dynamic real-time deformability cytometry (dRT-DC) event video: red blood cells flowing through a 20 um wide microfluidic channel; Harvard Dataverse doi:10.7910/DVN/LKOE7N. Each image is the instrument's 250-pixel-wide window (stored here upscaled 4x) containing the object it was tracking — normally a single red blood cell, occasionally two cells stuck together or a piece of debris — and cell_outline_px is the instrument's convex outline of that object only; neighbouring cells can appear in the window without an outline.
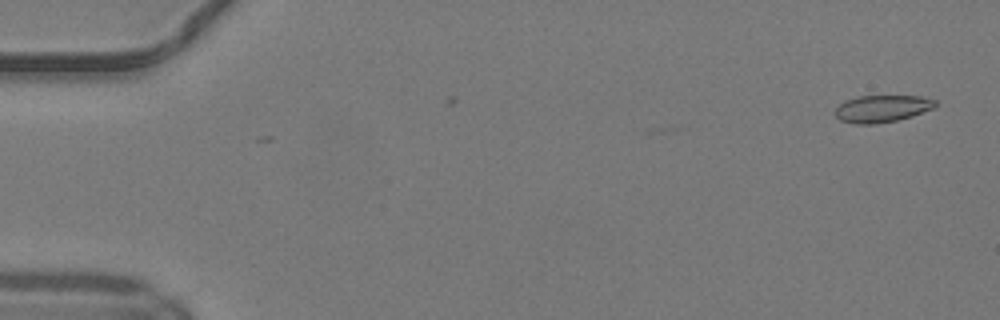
{"species": "common noctule bat (a hibernating species)", "species_latin": "Nyctalus noctula", "temperature_condition": "warm", "stored_images_in_passage": 5, "camera_frame_rate_fps": 3000, "um_per_image_px": 0.085, "animal": {"sex": "male", "body_mass_g": 19.2, "forearm_length_mm": 51.8}, "frame": {"image": 1, "passage_image": 2, "time_ms": 0.333, "image_size_px": [1000, 320], "cell_outline_px": [[936, 104], [932, 108], [912, 116], [896, 120], [876, 124], [856, 124], [840, 120], [832, 112], [844, 100], [856, 96], [920, 96], [936, 100]], "centroid_in_image_um": [74.91, 9.23], "position_along_channel_um": 10.1, "area_um2": 15.84}}